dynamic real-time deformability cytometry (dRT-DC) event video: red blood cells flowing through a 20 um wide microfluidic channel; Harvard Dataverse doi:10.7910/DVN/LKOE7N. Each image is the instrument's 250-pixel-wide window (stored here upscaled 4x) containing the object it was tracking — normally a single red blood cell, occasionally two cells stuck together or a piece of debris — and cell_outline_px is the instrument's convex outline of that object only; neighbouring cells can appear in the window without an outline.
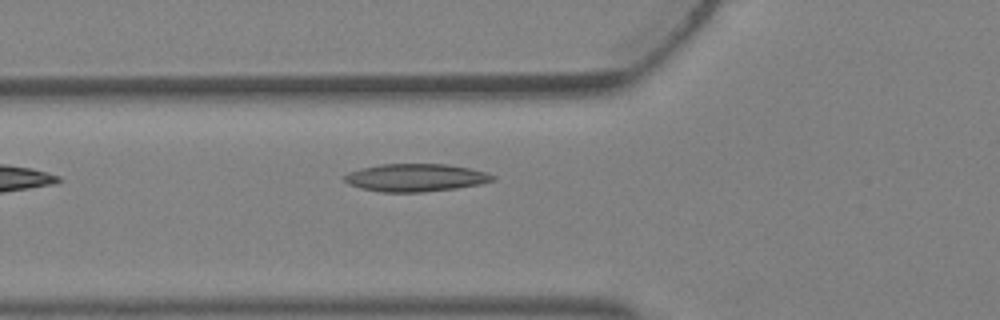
{"species": "Egyptian fruit bat (a non-hibernating species)", "species_latin": "Rousettus aegyptiacus", "temperature_condition": "warm", "stored_images_in_passage": 2, "camera_frame_rate_fps": 3000, "um_per_image_px": 0.085, "animal": {"sex": "female"}, "frame": {"image": 1, "passage_image": 2, "time_ms": 0.333, "image_size_px": [1000, 320], "cell_outline_px": [[496, 180], [480, 184], [456, 188], [420, 192], [384, 192], [360, 188], [348, 184], [344, 180], [344, 176], [348, 172], [360, 168], [380, 164], [448, 164], [488, 172], [496, 176]], "centroid_in_image_um": [35.34, 15.09], "position_along_channel_um": 90.5, "area_um2": 24.04}}